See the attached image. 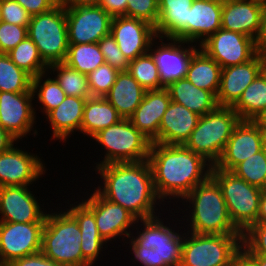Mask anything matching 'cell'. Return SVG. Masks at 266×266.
<instances>
[{
	"instance_id": "39",
	"label": "cell",
	"mask_w": 266,
	"mask_h": 266,
	"mask_svg": "<svg viewBox=\"0 0 266 266\" xmlns=\"http://www.w3.org/2000/svg\"><path fill=\"white\" fill-rule=\"evenodd\" d=\"M128 72L146 90L165 88L159 76V69L150 52L129 61Z\"/></svg>"
},
{
	"instance_id": "20",
	"label": "cell",
	"mask_w": 266,
	"mask_h": 266,
	"mask_svg": "<svg viewBox=\"0 0 266 266\" xmlns=\"http://www.w3.org/2000/svg\"><path fill=\"white\" fill-rule=\"evenodd\" d=\"M262 149V129L254 120H240L215 167L232 171L238 164Z\"/></svg>"
},
{
	"instance_id": "42",
	"label": "cell",
	"mask_w": 266,
	"mask_h": 266,
	"mask_svg": "<svg viewBox=\"0 0 266 266\" xmlns=\"http://www.w3.org/2000/svg\"><path fill=\"white\" fill-rule=\"evenodd\" d=\"M242 249L248 255L266 257V222L254 223L242 234Z\"/></svg>"
},
{
	"instance_id": "27",
	"label": "cell",
	"mask_w": 266,
	"mask_h": 266,
	"mask_svg": "<svg viewBox=\"0 0 266 266\" xmlns=\"http://www.w3.org/2000/svg\"><path fill=\"white\" fill-rule=\"evenodd\" d=\"M86 100L87 98L66 96L60 105L46 115L51 124L52 139L64 142L74 130L81 132Z\"/></svg>"
},
{
	"instance_id": "59",
	"label": "cell",
	"mask_w": 266,
	"mask_h": 266,
	"mask_svg": "<svg viewBox=\"0 0 266 266\" xmlns=\"http://www.w3.org/2000/svg\"><path fill=\"white\" fill-rule=\"evenodd\" d=\"M262 145L263 149L266 151V130H262Z\"/></svg>"
},
{
	"instance_id": "31",
	"label": "cell",
	"mask_w": 266,
	"mask_h": 266,
	"mask_svg": "<svg viewBox=\"0 0 266 266\" xmlns=\"http://www.w3.org/2000/svg\"><path fill=\"white\" fill-rule=\"evenodd\" d=\"M122 119L116 108L105 97L90 96L84 106L81 133L92 138L99 131Z\"/></svg>"
},
{
	"instance_id": "60",
	"label": "cell",
	"mask_w": 266,
	"mask_h": 266,
	"mask_svg": "<svg viewBox=\"0 0 266 266\" xmlns=\"http://www.w3.org/2000/svg\"><path fill=\"white\" fill-rule=\"evenodd\" d=\"M0 266H6V265L2 262L1 258H0Z\"/></svg>"
},
{
	"instance_id": "48",
	"label": "cell",
	"mask_w": 266,
	"mask_h": 266,
	"mask_svg": "<svg viewBox=\"0 0 266 266\" xmlns=\"http://www.w3.org/2000/svg\"><path fill=\"white\" fill-rule=\"evenodd\" d=\"M7 266H63L47 258L42 252L13 260Z\"/></svg>"
},
{
	"instance_id": "53",
	"label": "cell",
	"mask_w": 266,
	"mask_h": 266,
	"mask_svg": "<svg viewBox=\"0 0 266 266\" xmlns=\"http://www.w3.org/2000/svg\"><path fill=\"white\" fill-rule=\"evenodd\" d=\"M101 0H58L64 7L99 5Z\"/></svg>"
},
{
	"instance_id": "54",
	"label": "cell",
	"mask_w": 266,
	"mask_h": 266,
	"mask_svg": "<svg viewBox=\"0 0 266 266\" xmlns=\"http://www.w3.org/2000/svg\"><path fill=\"white\" fill-rule=\"evenodd\" d=\"M257 222H266V189L262 190L260 196Z\"/></svg>"
},
{
	"instance_id": "17",
	"label": "cell",
	"mask_w": 266,
	"mask_h": 266,
	"mask_svg": "<svg viewBox=\"0 0 266 266\" xmlns=\"http://www.w3.org/2000/svg\"><path fill=\"white\" fill-rule=\"evenodd\" d=\"M14 145L0 153V187L30 186L46 172L41 158ZM44 164V165H43Z\"/></svg>"
},
{
	"instance_id": "45",
	"label": "cell",
	"mask_w": 266,
	"mask_h": 266,
	"mask_svg": "<svg viewBox=\"0 0 266 266\" xmlns=\"http://www.w3.org/2000/svg\"><path fill=\"white\" fill-rule=\"evenodd\" d=\"M28 36V27L0 21V53H8Z\"/></svg>"
},
{
	"instance_id": "12",
	"label": "cell",
	"mask_w": 266,
	"mask_h": 266,
	"mask_svg": "<svg viewBox=\"0 0 266 266\" xmlns=\"http://www.w3.org/2000/svg\"><path fill=\"white\" fill-rule=\"evenodd\" d=\"M68 43H98L110 34L112 17L100 6L65 7Z\"/></svg>"
},
{
	"instance_id": "14",
	"label": "cell",
	"mask_w": 266,
	"mask_h": 266,
	"mask_svg": "<svg viewBox=\"0 0 266 266\" xmlns=\"http://www.w3.org/2000/svg\"><path fill=\"white\" fill-rule=\"evenodd\" d=\"M34 98L33 92H0V126L18 141L31 131L33 136L38 134L33 128L36 124Z\"/></svg>"
},
{
	"instance_id": "15",
	"label": "cell",
	"mask_w": 266,
	"mask_h": 266,
	"mask_svg": "<svg viewBox=\"0 0 266 266\" xmlns=\"http://www.w3.org/2000/svg\"><path fill=\"white\" fill-rule=\"evenodd\" d=\"M157 39L160 40L161 43L155 46L156 49L154 45L158 43L156 41ZM163 39V37H156L151 42L149 52L152 54L158 66L162 85L167 87L170 83L186 77L192 55L199 46L175 38L167 39L166 42H170L165 43ZM185 44L188 46H185ZM152 47H154V49H152Z\"/></svg>"
},
{
	"instance_id": "26",
	"label": "cell",
	"mask_w": 266,
	"mask_h": 266,
	"mask_svg": "<svg viewBox=\"0 0 266 266\" xmlns=\"http://www.w3.org/2000/svg\"><path fill=\"white\" fill-rule=\"evenodd\" d=\"M194 0H158L159 18L155 26L157 37L188 41L189 8Z\"/></svg>"
},
{
	"instance_id": "28",
	"label": "cell",
	"mask_w": 266,
	"mask_h": 266,
	"mask_svg": "<svg viewBox=\"0 0 266 266\" xmlns=\"http://www.w3.org/2000/svg\"><path fill=\"white\" fill-rule=\"evenodd\" d=\"M144 89L128 71H120L110 91L104 96L123 119H129L141 104Z\"/></svg>"
},
{
	"instance_id": "56",
	"label": "cell",
	"mask_w": 266,
	"mask_h": 266,
	"mask_svg": "<svg viewBox=\"0 0 266 266\" xmlns=\"http://www.w3.org/2000/svg\"><path fill=\"white\" fill-rule=\"evenodd\" d=\"M254 121L262 130H266V110L259 114Z\"/></svg>"
},
{
	"instance_id": "7",
	"label": "cell",
	"mask_w": 266,
	"mask_h": 266,
	"mask_svg": "<svg viewBox=\"0 0 266 266\" xmlns=\"http://www.w3.org/2000/svg\"><path fill=\"white\" fill-rule=\"evenodd\" d=\"M104 147V159L95 167L115 162L148 160L152 141L133 126L129 119H122L92 137Z\"/></svg>"
},
{
	"instance_id": "34",
	"label": "cell",
	"mask_w": 266,
	"mask_h": 266,
	"mask_svg": "<svg viewBox=\"0 0 266 266\" xmlns=\"http://www.w3.org/2000/svg\"><path fill=\"white\" fill-rule=\"evenodd\" d=\"M64 63L88 75L100 65L105 64V59L98 43L69 44Z\"/></svg>"
},
{
	"instance_id": "40",
	"label": "cell",
	"mask_w": 266,
	"mask_h": 266,
	"mask_svg": "<svg viewBox=\"0 0 266 266\" xmlns=\"http://www.w3.org/2000/svg\"><path fill=\"white\" fill-rule=\"evenodd\" d=\"M231 172L251 185L266 189V151L262 149L253 154Z\"/></svg>"
},
{
	"instance_id": "1",
	"label": "cell",
	"mask_w": 266,
	"mask_h": 266,
	"mask_svg": "<svg viewBox=\"0 0 266 266\" xmlns=\"http://www.w3.org/2000/svg\"><path fill=\"white\" fill-rule=\"evenodd\" d=\"M94 170L103 181V186L94 187L102 197L121 205L137 220L157 216L156 204L163 203L155 192L148 160L108 163Z\"/></svg>"
},
{
	"instance_id": "57",
	"label": "cell",
	"mask_w": 266,
	"mask_h": 266,
	"mask_svg": "<svg viewBox=\"0 0 266 266\" xmlns=\"http://www.w3.org/2000/svg\"><path fill=\"white\" fill-rule=\"evenodd\" d=\"M259 53L266 65V37L259 43Z\"/></svg>"
},
{
	"instance_id": "51",
	"label": "cell",
	"mask_w": 266,
	"mask_h": 266,
	"mask_svg": "<svg viewBox=\"0 0 266 266\" xmlns=\"http://www.w3.org/2000/svg\"><path fill=\"white\" fill-rule=\"evenodd\" d=\"M229 266H257L255 261L241 248Z\"/></svg>"
},
{
	"instance_id": "25",
	"label": "cell",
	"mask_w": 266,
	"mask_h": 266,
	"mask_svg": "<svg viewBox=\"0 0 266 266\" xmlns=\"http://www.w3.org/2000/svg\"><path fill=\"white\" fill-rule=\"evenodd\" d=\"M223 0H194L189 8L188 42L198 46L221 28ZM204 37V38H203Z\"/></svg>"
},
{
	"instance_id": "19",
	"label": "cell",
	"mask_w": 266,
	"mask_h": 266,
	"mask_svg": "<svg viewBox=\"0 0 266 266\" xmlns=\"http://www.w3.org/2000/svg\"><path fill=\"white\" fill-rule=\"evenodd\" d=\"M31 190L29 186L0 187V222H45L47 211Z\"/></svg>"
},
{
	"instance_id": "29",
	"label": "cell",
	"mask_w": 266,
	"mask_h": 266,
	"mask_svg": "<svg viewBox=\"0 0 266 266\" xmlns=\"http://www.w3.org/2000/svg\"><path fill=\"white\" fill-rule=\"evenodd\" d=\"M69 208H66L67 211L76 219L80 227V248L83 258L93 266L107 242L99 235L94 213L82 201L77 205L70 204Z\"/></svg>"
},
{
	"instance_id": "30",
	"label": "cell",
	"mask_w": 266,
	"mask_h": 266,
	"mask_svg": "<svg viewBox=\"0 0 266 266\" xmlns=\"http://www.w3.org/2000/svg\"><path fill=\"white\" fill-rule=\"evenodd\" d=\"M171 101L181 104L192 112L203 116L218 107L216 96L193 85L186 77L176 80L165 87Z\"/></svg>"
},
{
	"instance_id": "38",
	"label": "cell",
	"mask_w": 266,
	"mask_h": 266,
	"mask_svg": "<svg viewBox=\"0 0 266 266\" xmlns=\"http://www.w3.org/2000/svg\"><path fill=\"white\" fill-rule=\"evenodd\" d=\"M47 74L48 72L33 77L31 87L33 95L38 98L36 103H41V108L43 107L41 112L45 115L60 105L66 98V94L56 79L50 78V76L47 78Z\"/></svg>"
},
{
	"instance_id": "24",
	"label": "cell",
	"mask_w": 266,
	"mask_h": 266,
	"mask_svg": "<svg viewBox=\"0 0 266 266\" xmlns=\"http://www.w3.org/2000/svg\"><path fill=\"white\" fill-rule=\"evenodd\" d=\"M199 118L185 106L171 101L159 126V143L185 145Z\"/></svg>"
},
{
	"instance_id": "49",
	"label": "cell",
	"mask_w": 266,
	"mask_h": 266,
	"mask_svg": "<svg viewBox=\"0 0 266 266\" xmlns=\"http://www.w3.org/2000/svg\"><path fill=\"white\" fill-rule=\"evenodd\" d=\"M134 257L132 260L142 264L143 266H157L156 251L152 248L147 249L144 247H131Z\"/></svg>"
},
{
	"instance_id": "43",
	"label": "cell",
	"mask_w": 266,
	"mask_h": 266,
	"mask_svg": "<svg viewBox=\"0 0 266 266\" xmlns=\"http://www.w3.org/2000/svg\"><path fill=\"white\" fill-rule=\"evenodd\" d=\"M126 17L146 21L155 27L159 18L158 0H128Z\"/></svg>"
},
{
	"instance_id": "58",
	"label": "cell",
	"mask_w": 266,
	"mask_h": 266,
	"mask_svg": "<svg viewBox=\"0 0 266 266\" xmlns=\"http://www.w3.org/2000/svg\"><path fill=\"white\" fill-rule=\"evenodd\" d=\"M256 263L257 266H266V257L259 255H249Z\"/></svg>"
},
{
	"instance_id": "21",
	"label": "cell",
	"mask_w": 266,
	"mask_h": 266,
	"mask_svg": "<svg viewBox=\"0 0 266 266\" xmlns=\"http://www.w3.org/2000/svg\"><path fill=\"white\" fill-rule=\"evenodd\" d=\"M265 68V62L259 52L245 63L222 68L216 96L218 106L232 107Z\"/></svg>"
},
{
	"instance_id": "9",
	"label": "cell",
	"mask_w": 266,
	"mask_h": 266,
	"mask_svg": "<svg viewBox=\"0 0 266 266\" xmlns=\"http://www.w3.org/2000/svg\"><path fill=\"white\" fill-rule=\"evenodd\" d=\"M185 231L184 228L179 266H229L242 248V235H200Z\"/></svg>"
},
{
	"instance_id": "11",
	"label": "cell",
	"mask_w": 266,
	"mask_h": 266,
	"mask_svg": "<svg viewBox=\"0 0 266 266\" xmlns=\"http://www.w3.org/2000/svg\"><path fill=\"white\" fill-rule=\"evenodd\" d=\"M199 48L225 68L251 60L259 52V43L244 34L220 28Z\"/></svg>"
},
{
	"instance_id": "6",
	"label": "cell",
	"mask_w": 266,
	"mask_h": 266,
	"mask_svg": "<svg viewBox=\"0 0 266 266\" xmlns=\"http://www.w3.org/2000/svg\"><path fill=\"white\" fill-rule=\"evenodd\" d=\"M210 176L219 184L232 223L243 234L257 223L263 189L247 183L231 171L215 166H212Z\"/></svg>"
},
{
	"instance_id": "2",
	"label": "cell",
	"mask_w": 266,
	"mask_h": 266,
	"mask_svg": "<svg viewBox=\"0 0 266 266\" xmlns=\"http://www.w3.org/2000/svg\"><path fill=\"white\" fill-rule=\"evenodd\" d=\"M160 201L183 198L211 175L212 165L185 145L152 143L148 156Z\"/></svg>"
},
{
	"instance_id": "50",
	"label": "cell",
	"mask_w": 266,
	"mask_h": 266,
	"mask_svg": "<svg viewBox=\"0 0 266 266\" xmlns=\"http://www.w3.org/2000/svg\"><path fill=\"white\" fill-rule=\"evenodd\" d=\"M128 0H101L100 6L111 16H126Z\"/></svg>"
},
{
	"instance_id": "32",
	"label": "cell",
	"mask_w": 266,
	"mask_h": 266,
	"mask_svg": "<svg viewBox=\"0 0 266 266\" xmlns=\"http://www.w3.org/2000/svg\"><path fill=\"white\" fill-rule=\"evenodd\" d=\"M221 71L222 67L198 47L188 65L186 78L196 87L208 90L217 96Z\"/></svg>"
},
{
	"instance_id": "13",
	"label": "cell",
	"mask_w": 266,
	"mask_h": 266,
	"mask_svg": "<svg viewBox=\"0 0 266 266\" xmlns=\"http://www.w3.org/2000/svg\"><path fill=\"white\" fill-rule=\"evenodd\" d=\"M45 222H0V258L7 266L13 260L41 252Z\"/></svg>"
},
{
	"instance_id": "35",
	"label": "cell",
	"mask_w": 266,
	"mask_h": 266,
	"mask_svg": "<svg viewBox=\"0 0 266 266\" xmlns=\"http://www.w3.org/2000/svg\"><path fill=\"white\" fill-rule=\"evenodd\" d=\"M6 54L32 78L48 72L49 66L43 61L37 46L28 36Z\"/></svg>"
},
{
	"instance_id": "3",
	"label": "cell",
	"mask_w": 266,
	"mask_h": 266,
	"mask_svg": "<svg viewBox=\"0 0 266 266\" xmlns=\"http://www.w3.org/2000/svg\"><path fill=\"white\" fill-rule=\"evenodd\" d=\"M183 200V203L189 202V216L183 219H190L188 232L200 235H242L231 221L219 184L211 176L195 186Z\"/></svg>"
},
{
	"instance_id": "16",
	"label": "cell",
	"mask_w": 266,
	"mask_h": 266,
	"mask_svg": "<svg viewBox=\"0 0 266 266\" xmlns=\"http://www.w3.org/2000/svg\"><path fill=\"white\" fill-rule=\"evenodd\" d=\"M82 202L94 213L99 235L107 243L118 236V239L122 235L124 238L131 236L129 228L136 225L137 219L121 205L107 200L96 190Z\"/></svg>"
},
{
	"instance_id": "33",
	"label": "cell",
	"mask_w": 266,
	"mask_h": 266,
	"mask_svg": "<svg viewBox=\"0 0 266 266\" xmlns=\"http://www.w3.org/2000/svg\"><path fill=\"white\" fill-rule=\"evenodd\" d=\"M232 109L241 120H255L266 110V68L244 90Z\"/></svg>"
},
{
	"instance_id": "4",
	"label": "cell",
	"mask_w": 266,
	"mask_h": 266,
	"mask_svg": "<svg viewBox=\"0 0 266 266\" xmlns=\"http://www.w3.org/2000/svg\"><path fill=\"white\" fill-rule=\"evenodd\" d=\"M81 233L76 219L65 209L47 213L41 252L63 266H91L82 255Z\"/></svg>"
},
{
	"instance_id": "10",
	"label": "cell",
	"mask_w": 266,
	"mask_h": 266,
	"mask_svg": "<svg viewBox=\"0 0 266 266\" xmlns=\"http://www.w3.org/2000/svg\"><path fill=\"white\" fill-rule=\"evenodd\" d=\"M155 216L148 219L137 220L136 225L138 230L135 235L129 237L130 243L128 247H144L152 248L156 251L157 266H179L181 261L182 244L184 233H179L180 230H172L173 228L163 223V220ZM143 223V229L140 222ZM138 227H141L142 232ZM171 227V228H170ZM177 231V232H176Z\"/></svg>"
},
{
	"instance_id": "61",
	"label": "cell",
	"mask_w": 266,
	"mask_h": 266,
	"mask_svg": "<svg viewBox=\"0 0 266 266\" xmlns=\"http://www.w3.org/2000/svg\"><path fill=\"white\" fill-rule=\"evenodd\" d=\"M0 21H1V0H0Z\"/></svg>"
},
{
	"instance_id": "36",
	"label": "cell",
	"mask_w": 266,
	"mask_h": 266,
	"mask_svg": "<svg viewBox=\"0 0 266 266\" xmlns=\"http://www.w3.org/2000/svg\"><path fill=\"white\" fill-rule=\"evenodd\" d=\"M51 72L55 75L54 78L59 83L66 96H75L79 98H88L91 96L86 74L76 71L64 62L49 65L48 73L52 74Z\"/></svg>"
},
{
	"instance_id": "46",
	"label": "cell",
	"mask_w": 266,
	"mask_h": 266,
	"mask_svg": "<svg viewBox=\"0 0 266 266\" xmlns=\"http://www.w3.org/2000/svg\"><path fill=\"white\" fill-rule=\"evenodd\" d=\"M31 15L17 1L1 0V21L28 27Z\"/></svg>"
},
{
	"instance_id": "47",
	"label": "cell",
	"mask_w": 266,
	"mask_h": 266,
	"mask_svg": "<svg viewBox=\"0 0 266 266\" xmlns=\"http://www.w3.org/2000/svg\"><path fill=\"white\" fill-rule=\"evenodd\" d=\"M17 1L31 15H38L50 11L58 4V0H14Z\"/></svg>"
},
{
	"instance_id": "37",
	"label": "cell",
	"mask_w": 266,
	"mask_h": 266,
	"mask_svg": "<svg viewBox=\"0 0 266 266\" xmlns=\"http://www.w3.org/2000/svg\"><path fill=\"white\" fill-rule=\"evenodd\" d=\"M32 77L5 53H0V92H32Z\"/></svg>"
},
{
	"instance_id": "41",
	"label": "cell",
	"mask_w": 266,
	"mask_h": 266,
	"mask_svg": "<svg viewBox=\"0 0 266 266\" xmlns=\"http://www.w3.org/2000/svg\"><path fill=\"white\" fill-rule=\"evenodd\" d=\"M118 73V70L106 63L90 72L87 80L91 96L104 97L115 83Z\"/></svg>"
},
{
	"instance_id": "52",
	"label": "cell",
	"mask_w": 266,
	"mask_h": 266,
	"mask_svg": "<svg viewBox=\"0 0 266 266\" xmlns=\"http://www.w3.org/2000/svg\"><path fill=\"white\" fill-rule=\"evenodd\" d=\"M17 142L14 136L0 126V153L9 150Z\"/></svg>"
},
{
	"instance_id": "22",
	"label": "cell",
	"mask_w": 266,
	"mask_h": 266,
	"mask_svg": "<svg viewBox=\"0 0 266 266\" xmlns=\"http://www.w3.org/2000/svg\"><path fill=\"white\" fill-rule=\"evenodd\" d=\"M221 28L244 34L261 42L260 0H223Z\"/></svg>"
},
{
	"instance_id": "18",
	"label": "cell",
	"mask_w": 266,
	"mask_h": 266,
	"mask_svg": "<svg viewBox=\"0 0 266 266\" xmlns=\"http://www.w3.org/2000/svg\"><path fill=\"white\" fill-rule=\"evenodd\" d=\"M110 34L128 61L149 52L151 42L157 37L154 26L126 16L112 17Z\"/></svg>"
},
{
	"instance_id": "55",
	"label": "cell",
	"mask_w": 266,
	"mask_h": 266,
	"mask_svg": "<svg viewBox=\"0 0 266 266\" xmlns=\"http://www.w3.org/2000/svg\"><path fill=\"white\" fill-rule=\"evenodd\" d=\"M262 9L261 41L266 37V0H260Z\"/></svg>"
},
{
	"instance_id": "8",
	"label": "cell",
	"mask_w": 266,
	"mask_h": 266,
	"mask_svg": "<svg viewBox=\"0 0 266 266\" xmlns=\"http://www.w3.org/2000/svg\"><path fill=\"white\" fill-rule=\"evenodd\" d=\"M28 37L48 66L64 62L69 47L65 7L58 3L50 11L31 16Z\"/></svg>"
},
{
	"instance_id": "5",
	"label": "cell",
	"mask_w": 266,
	"mask_h": 266,
	"mask_svg": "<svg viewBox=\"0 0 266 266\" xmlns=\"http://www.w3.org/2000/svg\"><path fill=\"white\" fill-rule=\"evenodd\" d=\"M240 120L232 107L218 106L214 111L200 116L185 146L215 166Z\"/></svg>"
},
{
	"instance_id": "23",
	"label": "cell",
	"mask_w": 266,
	"mask_h": 266,
	"mask_svg": "<svg viewBox=\"0 0 266 266\" xmlns=\"http://www.w3.org/2000/svg\"><path fill=\"white\" fill-rule=\"evenodd\" d=\"M170 103V94L166 88L146 90L141 104L129 120L152 143H159V126Z\"/></svg>"
},
{
	"instance_id": "44",
	"label": "cell",
	"mask_w": 266,
	"mask_h": 266,
	"mask_svg": "<svg viewBox=\"0 0 266 266\" xmlns=\"http://www.w3.org/2000/svg\"><path fill=\"white\" fill-rule=\"evenodd\" d=\"M98 45L104 56L105 63L120 71H128L129 61L119 49L111 34L103 37Z\"/></svg>"
}]
</instances>
